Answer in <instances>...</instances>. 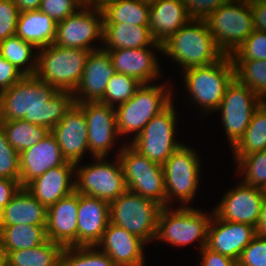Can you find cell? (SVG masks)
Listing matches in <instances>:
<instances>
[{"label":"cell","mask_w":266,"mask_h":266,"mask_svg":"<svg viewBox=\"0 0 266 266\" xmlns=\"http://www.w3.org/2000/svg\"><path fill=\"white\" fill-rule=\"evenodd\" d=\"M161 58H167L182 72L221 60L225 53L216 44L205 20L191 19L162 43ZM171 58V59H170ZM177 64V65H176Z\"/></svg>","instance_id":"obj_1"},{"label":"cell","mask_w":266,"mask_h":266,"mask_svg":"<svg viewBox=\"0 0 266 266\" xmlns=\"http://www.w3.org/2000/svg\"><path fill=\"white\" fill-rule=\"evenodd\" d=\"M171 83L164 80L162 83L159 81L142 84L133 97L115 107L117 132L121 140L126 139L123 143H131L154 116L165 110L173 101L179 100L175 97L178 95L173 88L175 85Z\"/></svg>","instance_id":"obj_2"},{"label":"cell","mask_w":266,"mask_h":266,"mask_svg":"<svg viewBox=\"0 0 266 266\" xmlns=\"http://www.w3.org/2000/svg\"><path fill=\"white\" fill-rule=\"evenodd\" d=\"M180 73L184 81L180 82L189 96L186 101L193 104L190 108L201 110V118L211 117L221 104L227 86L234 79V65L230 55H225L213 64L192 67Z\"/></svg>","instance_id":"obj_3"},{"label":"cell","mask_w":266,"mask_h":266,"mask_svg":"<svg viewBox=\"0 0 266 266\" xmlns=\"http://www.w3.org/2000/svg\"><path fill=\"white\" fill-rule=\"evenodd\" d=\"M199 207L165 206L157 219V233L154 242L170 244L171 247L197 246L198 252L207 245L208 227L213 208L204 211Z\"/></svg>","instance_id":"obj_4"},{"label":"cell","mask_w":266,"mask_h":266,"mask_svg":"<svg viewBox=\"0 0 266 266\" xmlns=\"http://www.w3.org/2000/svg\"><path fill=\"white\" fill-rule=\"evenodd\" d=\"M191 146L183 143L162 165L166 206H174V201L177 202L175 206H194L192 202L199 194L203 169L198 149Z\"/></svg>","instance_id":"obj_5"},{"label":"cell","mask_w":266,"mask_h":266,"mask_svg":"<svg viewBox=\"0 0 266 266\" xmlns=\"http://www.w3.org/2000/svg\"><path fill=\"white\" fill-rule=\"evenodd\" d=\"M90 52L56 44L38 48L35 76L58 91L73 93L81 81Z\"/></svg>","instance_id":"obj_6"},{"label":"cell","mask_w":266,"mask_h":266,"mask_svg":"<svg viewBox=\"0 0 266 266\" xmlns=\"http://www.w3.org/2000/svg\"><path fill=\"white\" fill-rule=\"evenodd\" d=\"M123 169L127 189L166 206L163 167L139 153L129 143H121L115 151Z\"/></svg>","instance_id":"obj_7"},{"label":"cell","mask_w":266,"mask_h":266,"mask_svg":"<svg viewBox=\"0 0 266 266\" xmlns=\"http://www.w3.org/2000/svg\"><path fill=\"white\" fill-rule=\"evenodd\" d=\"M92 158L93 163L75 164V190L82 195L112 202L127 190L117 156Z\"/></svg>","instance_id":"obj_8"},{"label":"cell","mask_w":266,"mask_h":266,"mask_svg":"<svg viewBox=\"0 0 266 266\" xmlns=\"http://www.w3.org/2000/svg\"><path fill=\"white\" fill-rule=\"evenodd\" d=\"M110 223L126 229L147 244L154 243L157 233L159 204L126 190L109 203Z\"/></svg>","instance_id":"obj_9"},{"label":"cell","mask_w":266,"mask_h":266,"mask_svg":"<svg viewBox=\"0 0 266 266\" xmlns=\"http://www.w3.org/2000/svg\"><path fill=\"white\" fill-rule=\"evenodd\" d=\"M174 104L173 101L165 110L154 116L129 143L149 160L161 165L183 144V141L176 138L179 131L177 119L180 117Z\"/></svg>","instance_id":"obj_10"},{"label":"cell","mask_w":266,"mask_h":266,"mask_svg":"<svg viewBox=\"0 0 266 266\" xmlns=\"http://www.w3.org/2000/svg\"><path fill=\"white\" fill-rule=\"evenodd\" d=\"M205 21L225 55H231L254 31L251 5L241 0L221 5Z\"/></svg>","instance_id":"obj_11"},{"label":"cell","mask_w":266,"mask_h":266,"mask_svg":"<svg viewBox=\"0 0 266 266\" xmlns=\"http://www.w3.org/2000/svg\"><path fill=\"white\" fill-rule=\"evenodd\" d=\"M264 101L246 85L235 78L227 86L225 94L215 111L221 117V127L226 134L229 147L232 148L243 136L250 124L254 112Z\"/></svg>","instance_id":"obj_12"},{"label":"cell","mask_w":266,"mask_h":266,"mask_svg":"<svg viewBox=\"0 0 266 266\" xmlns=\"http://www.w3.org/2000/svg\"><path fill=\"white\" fill-rule=\"evenodd\" d=\"M103 22V11L84 5L77 12L57 23L53 44L88 51L101 49L102 44H97L103 43Z\"/></svg>","instance_id":"obj_13"},{"label":"cell","mask_w":266,"mask_h":266,"mask_svg":"<svg viewBox=\"0 0 266 266\" xmlns=\"http://www.w3.org/2000/svg\"><path fill=\"white\" fill-rule=\"evenodd\" d=\"M234 184L237 185L223 193L222 199L214 205L213 212L221 220L245 223L256 228L266 190L239 180Z\"/></svg>","instance_id":"obj_14"},{"label":"cell","mask_w":266,"mask_h":266,"mask_svg":"<svg viewBox=\"0 0 266 266\" xmlns=\"http://www.w3.org/2000/svg\"><path fill=\"white\" fill-rule=\"evenodd\" d=\"M88 130V148L92 158L109 157L119 142L115 107L100 102L82 103Z\"/></svg>","instance_id":"obj_15"},{"label":"cell","mask_w":266,"mask_h":266,"mask_svg":"<svg viewBox=\"0 0 266 266\" xmlns=\"http://www.w3.org/2000/svg\"><path fill=\"white\" fill-rule=\"evenodd\" d=\"M74 103L73 93L58 91L35 75L32 76L31 116L28 122L52 130Z\"/></svg>","instance_id":"obj_16"},{"label":"cell","mask_w":266,"mask_h":266,"mask_svg":"<svg viewBox=\"0 0 266 266\" xmlns=\"http://www.w3.org/2000/svg\"><path fill=\"white\" fill-rule=\"evenodd\" d=\"M105 51L108 52L116 73L132 76L142 84L164 80L161 59H158V52L162 55V46Z\"/></svg>","instance_id":"obj_17"},{"label":"cell","mask_w":266,"mask_h":266,"mask_svg":"<svg viewBox=\"0 0 266 266\" xmlns=\"http://www.w3.org/2000/svg\"><path fill=\"white\" fill-rule=\"evenodd\" d=\"M51 133L67 161L76 164L82 162L86 154L89 155L88 130L82 103L75 102Z\"/></svg>","instance_id":"obj_18"},{"label":"cell","mask_w":266,"mask_h":266,"mask_svg":"<svg viewBox=\"0 0 266 266\" xmlns=\"http://www.w3.org/2000/svg\"><path fill=\"white\" fill-rule=\"evenodd\" d=\"M146 246L148 244L144 240L110 222L96 245L117 266H145Z\"/></svg>","instance_id":"obj_19"},{"label":"cell","mask_w":266,"mask_h":266,"mask_svg":"<svg viewBox=\"0 0 266 266\" xmlns=\"http://www.w3.org/2000/svg\"><path fill=\"white\" fill-rule=\"evenodd\" d=\"M255 236V227L221 220L213 213L208 227L206 247L238 261L243 249Z\"/></svg>","instance_id":"obj_20"},{"label":"cell","mask_w":266,"mask_h":266,"mask_svg":"<svg viewBox=\"0 0 266 266\" xmlns=\"http://www.w3.org/2000/svg\"><path fill=\"white\" fill-rule=\"evenodd\" d=\"M79 193L75 190L47 208L46 237L63 247H78Z\"/></svg>","instance_id":"obj_21"},{"label":"cell","mask_w":266,"mask_h":266,"mask_svg":"<svg viewBox=\"0 0 266 266\" xmlns=\"http://www.w3.org/2000/svg\"><path fill=\"white\" fill-rule=\"evenodd\" d=\"M116 74L107 51H91L78 87L73 92L76 103L100 102L112 75Z\"/></svg>","instance_id":"obj_22"},{"label":"cell","mask_w":266,"mask_h":266,"mask_svg":"<svg viewBox=\"0 0 266 266\" xmlns=\"http://www.w3.org/2000/svg\"><path fill=\"white\" fill-rule=\"evenodd\" d=\"M19 157L21 187H26L49 169L62 166L67 162L51 132L34 146L23 150Z\"/></svg>","instance_id":"obj_23"},{"label":"cell","mask_w":266,"mask_h":266,"mask_svg":"<svg viewBox=\"0 0 266 266\" xmlns=\"http://www.w3.org/2000/svg\"><path fill=\"white\" fill-rule=\"evenodd\" d=\"M78 247L96 246L110 222L109 202L79 194Z\"/></svg>","instance_id":"obj_24"},{"label":"cell","mask_w":266,"mask_h":266,"mask_svg":"<svg viewBox=\"0 0 266 266\" xmlns=\"http://www.w3.org/2000/svg\"><path fill=\"white\" fill-rule=\"evenodd\" d=\"M46 208L75 191V163L51 168L25 187Z\"/></svg>","instance_id":"obj_25"},{"label":"cell","mask_w":266,"mask_h":266,"mask_svg":"<svg viewBox=\"0 0 266 266\" xmlns=\"http://www.w3.org/2000/svg\"><path fill=\"white\" fill-rule=\"evenodd\" d=\"M190 20L182 0H158L150 5V32L153 39L160 44Z\"/></svg>","instance_id":"obj_26"},{"label":"cell","mask_w":266,"mask_h":266,"mask_svg":"<svg viewBox=\"0 0 266 266\" xmlns=\"http://www.w3.org/2000/svg\"><path fill=\"white\" fill-rule=\"evenodd\" d=\"M47 225V208L25 187L13 195L9 204L0 212V226Z\"/></svg>","instance_id":"obj_27"},{"label":"cell","mask_w":266,"mask_h":266,"mask_svg":"<svg viewBox=\"0 0 266 266\" xmlns=\"http://www.w3.org/2000/svg\"><path fill=\"white\" fill-rule=\"evenodd\" d=\"M149 46H162L153 39L149 25L103 23L102 49H135Z\"/></svg>","instance_id":"obj_28"},{"label":"cell","mask_w":266,"mask_h":266,"mask_svg":"<svg viewBox=\"0 0 266 266\" xmlns=\"http://www.w3.org/2000/svg\"><path fill=\"white\" fill-rule=\"evenodd\" d=\"M57 23L40 10L20 12L15 35L37 49L53 44Z\"/></svg>","instance_id":"obj_29"},{"label":"cell","mask_w":266,"mask_h":266,"mask_svg":"<svg viewBox=\"0 0 266 266\" xmlns=\"http://www.w3.org/2000/svg\"><path fill=\"white\" fill-rule=\"evenodd\" d=\"M32 76H24L0 93V121L23 119L31 116Z\"/></svg>","instance_id":"obj_30"},{"label":"cell","mask_w":266,"mask_h":266,"mask_svg":"<svg viewBox=\"0 0 266 266\" xmlns=\"http://www.w3.org/2000/svg\"><path fill=\"white\" fill-rule=\"evenodd\" d=\"M64 247L47 239L35 248L6 251L7 266H61Z\"/></svg>","instance_id":"obj_31"},{"label":"cell","mask_w":266,"mask_h":266,"mask_svg":"<svg viewBox=\"0 0 266 266\" xmlns=\"http://www.w3.org/2000/svg\"><path fill=\"white\" fill-rule=\"evenodd\" d=\"M38 49L14 35L0 42V55L25 76H34L37 68Z\"/></svg>","instance_id":"obj_32"},{"label":"cell","mask_w":266,"mask_h":266,"mask_svg":"<svg viewBox=\"0 0 266 266\" xmlns=\"http://www.w3.org/2000/svg\"><path fill=\"white\" fill-rule=\"evenodd\" d=\"M233 157H243L266 150V102L254 112L249 126L238 142L230 148Z\"/></svg>","instance_id":"obj_33"},{"label":"cell","mask_w":266,"mask_h":266,"mask_svg":"<svg viewBox=\"0 0 266 266\" xmlns=\"http://www.w3.org/2000/svg\"><path fill=\"white\" fill-rule=\"evenodd\" d=\"M0 237L5 251L35 248L46 240V226L11 225L0 226Z\"/></svg>","instance_id":"obj_34"},{"label":"cell","mask_w":266,"mask_h":266,"mask_svg":"<svg viewBox=\"0 0 266 266\" xmlns=\"http://www.w3.org/2000/svg\"><path fill=\"white\" fill-rule=\"evenodd\" d=\"M0 124L7 141L19 154L40 142L51 132L47 127L32 124L23 119L0 121Z\"/></svg>","instance_id":"obj_35"},{"label":"cell","mask_w":266,"mask_h":266,"mask_svg":"<svg viewBox=\"0 0 266 266\" xmlns=\"http://www.w3.org/2000/svg\"><path fill=\"white\" fill-rule=\"evenodd\" d=\"M150 5L138 0H119L103 10V23L149 25Z\"/></svg>","instance_id":"obj_36"},{"label":"cell","mask_w":266,"mask_h":266,"mask_svg":"<svg viewBox=\"0 0 266 266\" xmlns=\"http://www.w3.org/2000/svg\"><path fill=\"white\" fill-rule=\"evenodd\" d=\"M234 161L233 172L241 178V182L261 189L266 190V150L255 152L243 157H233Z\"/></svg>","instance_id":"obj_37"},{"label":"cell","mask_w":266,"mask_h":266,"mask_svg":"<svg viewBox=\"0 0 266 266\" xmlns=\"http://www.w3.org/2000/svg\"><path fill=\"white\" fill-rule=\"evenodd\" d=\"M234 78L266 101V60H232Z\"/></svg>","instance_id":"obj_38"},{"label":"cell","mask_w":266,"mask_h":266,"mask_svg":"<svg viewBox=\"0 0 266 266\" xmlns=\"http://www.w3.org/2000/svg\"><path fill=\"white\" fill-rule=\"evenodd\" d=\"M141 85L142 83L132 76L116 73L110 77L100 103L117 107L133 97Z\"/></svg>","instance_id":"obj_39"},{"label":"cell","mask_w":266,"mask_h":266,"mask_svg":"<svg viewBox=\"0 0 266 266\" xmlns=\"http://www.w3.org/2000/svg\"><path fill=\"white\" fill-rule=\"evenodd\" d=\"M61 266H117L110 257L96 246L64 247Z\"/></svg>","instance_id":"obj_40"},{"label":"cell","mask_w":266,"mask_h":266,"mask_svg":"<svg viewBox=\"0 0 266 266\" xmlns=\"http://www.w3.org/2000/svg\"><path fill=\"white\" fill-rule=\"evenodd\" d=\"M230 57L232 60H266V32L254 30Z\"/></svg>","instance_id":"obj_41"},{"label":"cell","mask_w":266,"mask_h":266,"mask_svg":"<svg viewBox=\"0 0 266 266\" xmlns=\"http://www.w3.org/2000/svg\"><path fill=\"white\" fill-rule=\"evenodd\" d=\"M19 153L9 144L0 124V178L20 180Z\"/></svg>","instance_id":"obj_42"},{"label":"cell","mask_w":266,"mask_h":266,"mask_svg":"<svg viewBox=\"0 0 266 266\" xmlns=\"http://www.w3.org/2000/svg\"><path fill=\"white\" fill-rule=\"evenodd\" d=\"M82 6L84 4L81 0H42L39 10L58 23L77 12Z\"/></svg>","instance_id":"obj_43"},{"label":"cell","mask_w":266,"mask_h":266,"mask_svg":"<svg viewBox=\"0 0 266 266\" xmlns=\"http://www.w3.org/2000/svg\"><path fill=\"white\" fill-rule=\"evenodd\" d=\"M19 13L13 0H0V42L15 35Z\"/></svg>","instance_id":"obj_44"},{"label":"cell","mask_w":266,"mask_h":266,"mask_svg":"<svg viewBox=\"0 0 266 266\" xmlns=\"http://www.w3.org/2000/svg\"><path fill=\"white\" fill-rule=\"evenodd\" d=\"M238 266H266V239L256 235L243 249Z\"/></svg>","instance_id":"obj_45"},{"label":"cell","mask_w":266,"mask_h":266,"mask_svg":"<svg viewBox=\"0 0 266 266\" xmlns=\"http://www.w3.org/2000/svg\"><path fill=\"white\" fill-rule=\"evenodd\" d=\"M191 19L206 20L221 5L231 0H182Z\"/></svg>","instance_id":"obj_46"},{"label":"cell","mask_w":266,"mask_h":266,"mask_svg":"<svg viewBox=\"0 0 266 266\" xmlns=\"http://www.w3.org/2000/svg\"><path fill=\"white\" fill-rule=\"evenodd\" d=\"M25 75L0 55V93L10 88Z\"/></svg>","instance_id":"obj_47"},{"label":"cell","mask_w":266,"mask_h":266,"mask_svg":"<svg viewBox=\"0 0 266 266\" xmlns=\"http://www.w3.org/2000/svg\"><path fill=\"white\" fill-rule=\"evenodd\" d=\"M200 255V257H199ZM199 261L197 266H238V261L214 252L207 247H203L198 253Z\"/></svg>","instance_id":"obj_48"},{"label":"cell","mask_w":266,"mask_h":266,"mask_svg":"<svg viewBox=\"0 0 266 266\" xmlns=\"http://www.w3.org/2000/svg\"><path fill=\"white\" fill-rule=\"evenodd\" d=\"M20 187V180L0 178V212L9 204Z\"/></svg>","instance_id":"obj_49"},{"label":"cell","mask_w":266,"mask_h":266,"mask_svg":"<svg viewBox=\"0 0 266 266\" xmlns=\"http://www.w3.org/2000/svg\"><path fill=\"white\" fill-rule=\"evenodd\" d=\"M254 30L266 32V3L251 5Z\"/></svg>","instance_id":"obj_50"},{"label":"cell","mask_w":266,"mask_h":266,"mask_svg":"<svg viewBox=\"0 0 266 266\" xmlns=\"http://www.w3.org/2000/svg\"><path fill=\"white\" fill-rule=\"evenodd\" d=\"M256 235L266 239V193L262 200L260 218L256 227Z\"/></svg>","instance_id":"obj_51"},{"label":"cell","mask_w":266,"mask_h":266,"mask_svg":"<svg viewBox=\"0 0 266 266\" xmlns=\"http://www.w3.org/2000/svg\"><path fill=\"white\" fill-rule=\"evenodd\" d=\"M19 12L39 10L42 0H13Z\"/></svg>","instance_id":"obj_52"},{"label":"cell","mask_w":266,"mask_h":266,"mask_svg":"<svg viewBox=\"0 0 266 266\" xmlns=\"http://www.w3.org/2000/svg\"><path fill=\"white\" fill-rule=\"evenodd\" d=\"M117 1L119 0H84V5L95 10L103 11Z\"/></svg>","instance_id":"obj_53"},{"label":"cell","mask_w":266,"mask_h":266,"mask_svg":"<svg viewBox=\"0 0 266 266\" xmlns=\"http://www.w3.org/2000/svg\"><path fill=\"white\" fill-rule=\"evenodd\" d=\"M6 256H7V254H6V251L3 247L2 240L0 237V266H7Z\"/></svg>","instance_id":"obj_54"},{"label":"cell","mask_w":266,"mask_h":266,"mask_svg":"<svg viewBox=\"0 0 266 266\" xmlns=\"http://www.w3.org/2000/svg\"><path fill=\"white\" fill-rule=\"evenodd\" d=\"M249 3L250 5L257 4V3H266V0H241Z\"/></svg>","instance_id":"obj_55"},{"label":"cell","mask_w":266,"mask_h":266,"mask_svg":"<svg viewBox=\"0 0 266 266\" xmlns=\"http://www.w3.org/2000/svg\"><path fill=\"white\" fill-rule=\"evenodd\" d=\"M138 1H141L142 3H146V4H154L155 2H157L158 0H138Z\"/></svg>","instance_id":"obj_56"}]
</instances>
